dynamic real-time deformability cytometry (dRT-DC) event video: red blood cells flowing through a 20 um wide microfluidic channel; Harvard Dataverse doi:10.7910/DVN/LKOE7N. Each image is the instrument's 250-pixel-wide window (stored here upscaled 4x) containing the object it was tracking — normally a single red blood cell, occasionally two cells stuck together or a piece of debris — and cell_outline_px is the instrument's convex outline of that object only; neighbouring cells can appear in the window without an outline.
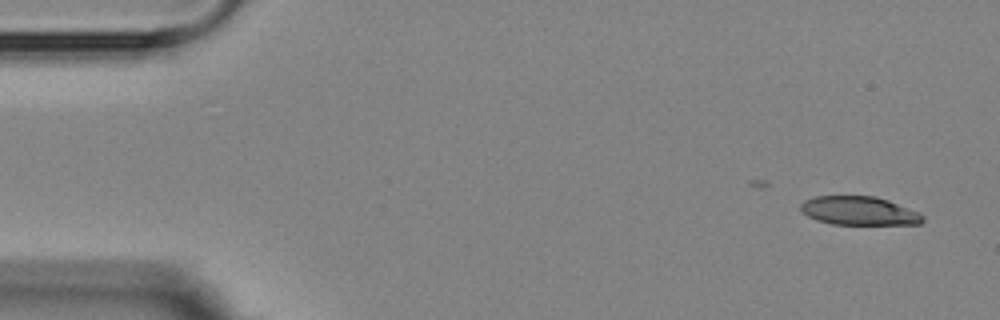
{"species": "Egyptian fruit bat (a non-hibernating species)", "species_latin": "Rousettus aegyptiacus", "temperature_condition": "room temperature", "stored_images_in_passage": 4, "camera_frame_rate_fps": 3000, "um_per_image_px": 0.085, "animal": {"sex": "female"}, "frame": {"image": 1, "passage_image": 2, "time_ms": 1.333, "image_size_px": [1000, 320], "cell_outline_px": [[924, 220], [920, 224], [832, 224], [816, 220], [808, 216], [800, 208], [800, 204], [804, 200], [816, 196], [876, 196], [888, 200], [920, 212], [924, 216]], "centroid_in_image_um": [73.04, 17.91], "position_along_channel_um": 12.0, "area_um2": 20.4}}